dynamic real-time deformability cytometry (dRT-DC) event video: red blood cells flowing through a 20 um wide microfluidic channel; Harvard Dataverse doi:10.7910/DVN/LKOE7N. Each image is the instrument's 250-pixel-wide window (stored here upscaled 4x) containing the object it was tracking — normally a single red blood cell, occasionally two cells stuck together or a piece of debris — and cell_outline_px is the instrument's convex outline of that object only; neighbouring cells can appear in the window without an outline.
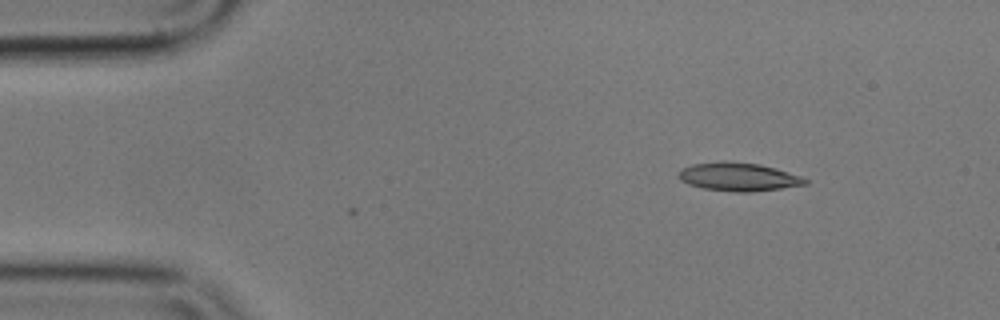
{"species": "common noctule bat (a hibernating species)", "species_latin": "Nyctalus noctula", "temperature_condition": "cold", "stored_images_in_passage": 3, "camera_frame_rate_fps": 3000, "um_per_image_px": 0.085, "animal": {"sex": "male", "body_mass_g": 17.9}, "frame": {"image": 1, "passage_image": 1, "time_ms": 0.0, "image_size_px": [1000, 320], "cell_outline_px": [[808, 184], [780, 188], [748, 192], [736, 192], [704, 188], [688, 184], [680, 180], [676, 176], [684, 168], [692, 164], [724, 160], [760, 164], [776, 168], [800, 176], [808, 180]], "centroid_in_image_um": [62.75, 15.02], "position_along_channel_um": 22.2, "area_um2": 20.87}}